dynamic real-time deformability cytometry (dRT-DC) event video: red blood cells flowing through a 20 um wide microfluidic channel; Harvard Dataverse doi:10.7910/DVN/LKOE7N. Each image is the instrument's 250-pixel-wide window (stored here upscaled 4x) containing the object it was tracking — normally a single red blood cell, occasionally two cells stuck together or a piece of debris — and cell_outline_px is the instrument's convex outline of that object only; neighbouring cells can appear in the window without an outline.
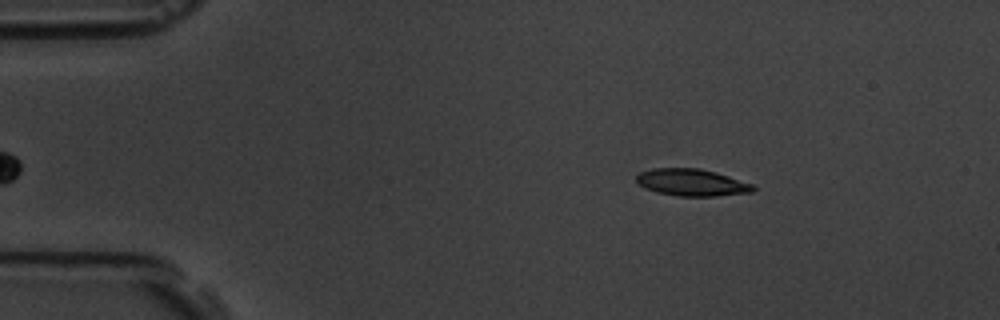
{"species": "common noctule bat (a hibernating species)", "species_latin": "Nyctalus noctula", "temperature_condition": "room temperature", "stored_images_in_passage": 50, "camera_frame_rate_fps": 3000, "um_per_image_px": 0.085, "animal": {"sex": "male", "body_mass_g": 19.5, "forearm_length_mm": 54.6}, "frame": {"image": 1, "passage_image": 3, "time_ms": 0.667, "image_size_px": [1000, 320], "cell_outline_px": [[756, 188], [752, 192], [716, 196], [676, 196], [656, 192], [644, 188], [636, 180], [636, 176], [640, 172], [652, 168], [700, 168], [716, 172], [752, 184]], "centroid_in_image_um": [58.78, 15.51], "position_along_channel_um": 26.2, "area_um2": 18.38}}
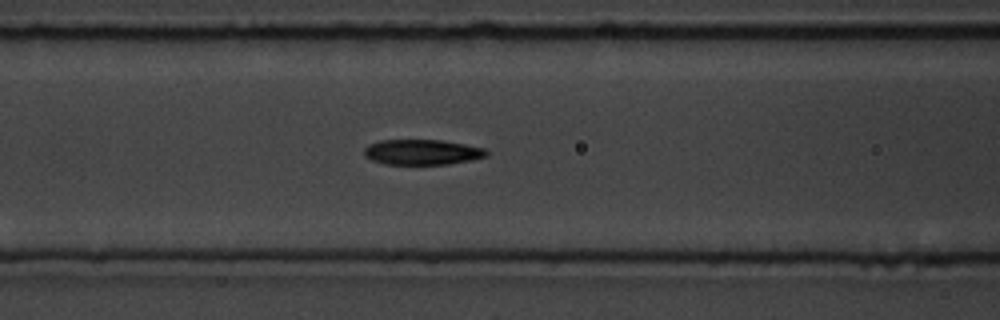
{"frame": {"image": 2, "passage_image": 17, "time_ms": 5.333, "image_size_px": [1000, 320], "cell_outline_px": [[488, 156], [472, 160], [448, 164], [384, 164], [372, 160], [364, 156], [364, 148], [368, 144], [380, 140], [440, 140], [464, 144], [484, 148], [488, 152]], "centroid_in_image_um": [35.87, 12.93], "position_along_channel_um": 130.7, "area_um2": 18.09}}
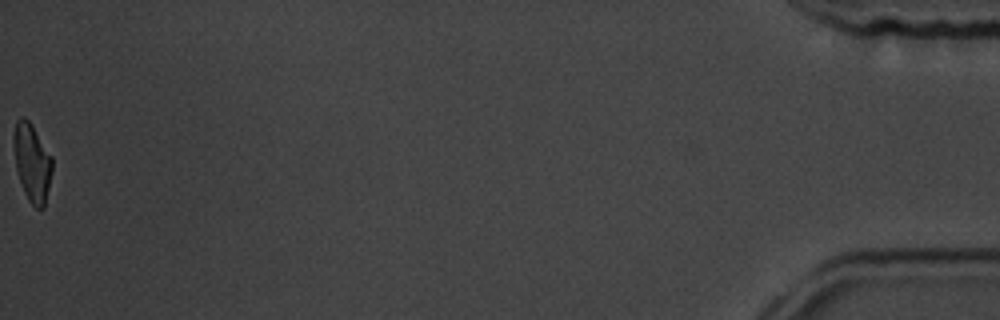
{"frame": {"image": 3, "passage_image": 50, "time_ms": 16.333, "image_size_px": [1000, 320], "cell_outline_px": [[52, 172], [44, 208], [36, 208], [28, 200], [24, 192], [16, 168], [12, 140], [12, 136], [16, 120], [20, 116], [24, 116], [32, 124], [52, 156]], "centroid_in_image_um": [2.71, 13.77], "position_along_channel_um": 432.5, "area_um2": 17.69}, "authors_computed_cell_mechanics": {"area_um2": 18.6116, "velocity_mm_per_s": 3.6761, "shape_relaxation_time_tau1_ms": 4.3315, "shape_relaxation_time_tau2_ms": 1.5955, "deformation_change_tau1": 0.1759, "deformation_change_tau2": 0.0775}}